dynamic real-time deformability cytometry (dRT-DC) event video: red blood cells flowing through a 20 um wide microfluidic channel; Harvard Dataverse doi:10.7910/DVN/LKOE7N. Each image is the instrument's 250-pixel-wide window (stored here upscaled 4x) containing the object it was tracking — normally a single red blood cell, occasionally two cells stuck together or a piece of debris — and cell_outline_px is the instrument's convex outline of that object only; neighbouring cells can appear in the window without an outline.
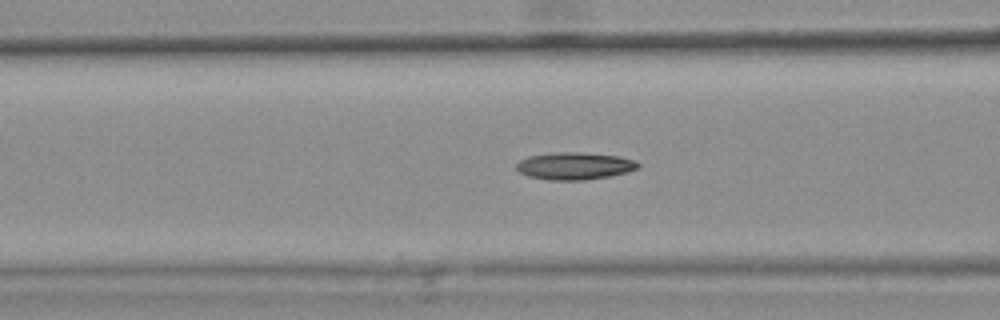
{"species": "common noctule bat (a hibernating species)", "species_latin": "Nyctalus noctula", "temperature_condition": "warm", "stored_images_in_passage": 47, "camera_frame_rate_fps": 3000, "um_per_image_px": 0.085, "animal": {"sex": "female", "body_mass_g": 25.1}, "frame": {"image": 1, "passage_image": 21, "time_ms": 6.667, "image_size_px": [1000, 320], "cell_outline_px": [[640, 168], [628, 172], [608, 176], [584, 180], [548, 180], [528, 176], [520, 172], [516, 168], [516, 164], [520, 160], [528, 156], [552, 152], [576, 152], [620, 156], [632, 160], [640, 164]], "centroid_in_image_um": [48.83, 14.1], "position_along_channel_um": 117.8, "area_um2": 19.36}, "authors_computed_cell_mechanics": {"area_um2": 18.9006, "velocity_mm_per_s": 3.7497, "shape_relaxation_time_tau1_ms": 8.5447, "shape_relaxation_time_tau2_ms": 4.3279, "deformation_change_tau1": 0.1906, "deformation_change_tau2": 0.0867}}